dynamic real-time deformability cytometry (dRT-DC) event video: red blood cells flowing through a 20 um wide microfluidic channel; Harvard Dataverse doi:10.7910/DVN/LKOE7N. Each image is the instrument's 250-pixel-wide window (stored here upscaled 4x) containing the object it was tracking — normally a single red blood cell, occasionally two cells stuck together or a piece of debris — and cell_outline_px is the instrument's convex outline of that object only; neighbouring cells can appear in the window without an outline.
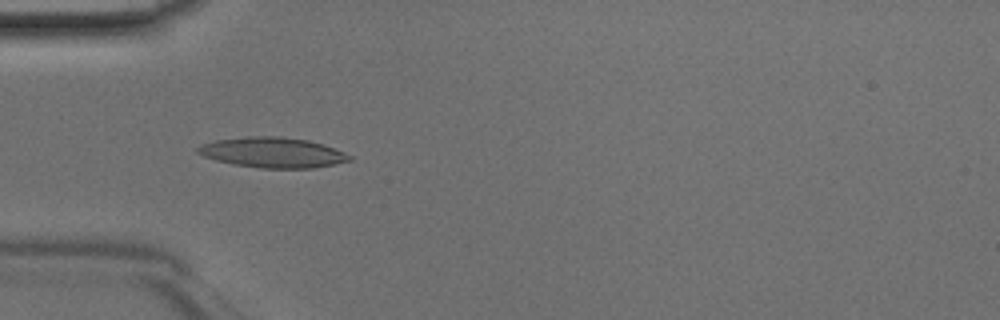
{"species": "Egyptian fruit bat (a non-hibernating species)", "species_latin": "Rousettus aegyptiacus", "temperature_condition": "room temperature", "stored_images_in_passage": 46, "camera_frame_rate_fps": 3000, "um_per_image_px": 0.085, "animal": {"sex": "male"}, "frame": {"image": 1, "passage_image": 14, "time_ms": 4.333, "image_size_px": [1000, 320], "cell_outline_px": [[352, 160], [312, 168], [260, 168], [236, 164], [216, 160], [204, 156], [196, 152], [196, 148], [200, 144], [216, 140], [248, 136], [280, 136], [308, 140], [324, 144], [344, 152], [352, 156]], "centroid_in_image_um": [23.17, 12.95], "position_along_channel_um": 61.8, "area_um2": 26.7}}
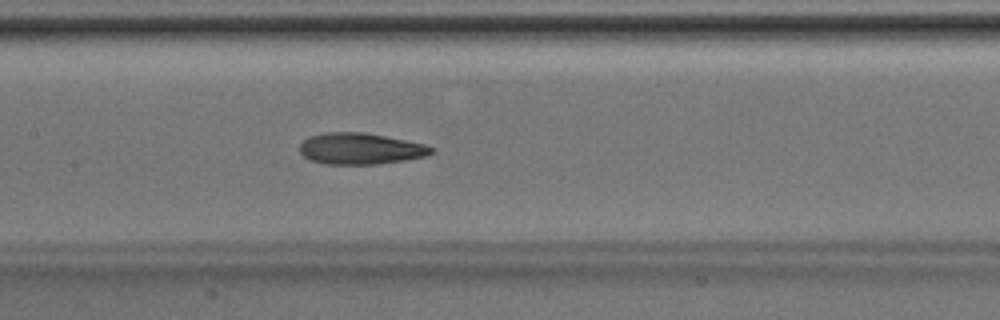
{"frame": {"image": 2, "passage_image": 22, "time_ms": 7.0, "image_size_px": [1000, 320], "cell_outline_px": [[436, 148], [432, 152], [424, 156], [404, 160], [376, 164], [324, 164], [312, 160], [304, 156], [300, 152], [300, 144], [308, 136], [324, 132], [364, 132], [424, 144]], "centroid_in_image_um": [30.6, 12.63], "position_along_channel_um": 176.8, "area_um2": 23.87}}
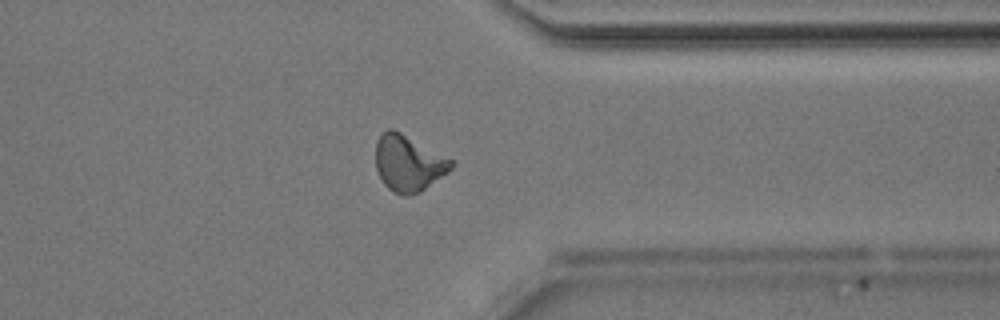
{"frame": {"image": 3, "passage_image": 36, "time_ms": 11.667, "image_size_px": [1000, 320], "cell_outline_px": [[452, 168], [448, 172], [420, 192], [412, 196], [404, 196], [392, 192], [384, 184], [376, 168], [376, 140], [388, 128], [392, 128], [400, 132], [452, 160]], "centroid_in_image_um": [34.68, 13.9], "position_along_channel_um": 376.7, "area_um2": 24.45}}